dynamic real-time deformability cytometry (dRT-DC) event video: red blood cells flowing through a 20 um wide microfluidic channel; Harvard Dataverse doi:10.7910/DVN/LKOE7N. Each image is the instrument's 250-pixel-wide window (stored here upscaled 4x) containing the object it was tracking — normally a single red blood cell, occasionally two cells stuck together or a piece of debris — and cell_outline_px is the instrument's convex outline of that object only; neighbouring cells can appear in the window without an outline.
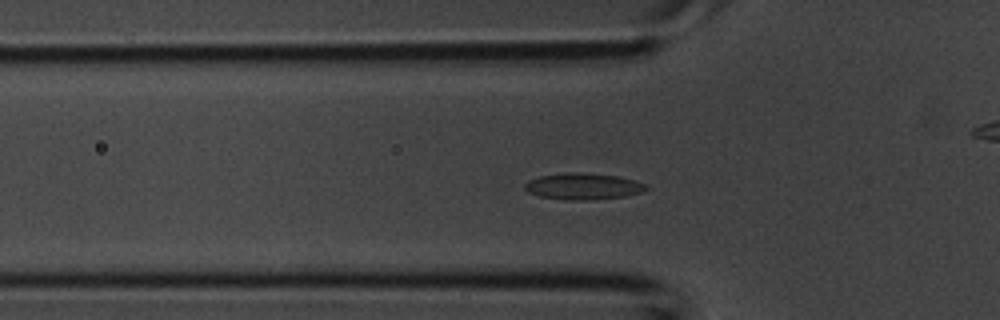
{"species": "common noctule bat (a hibernating species)", "species_latin": "Nyctalus noctula", "temperature_condition": "room temperature", "stored_images_in_passage": 29, "camera_frame_rate_fps": 3000, "um_per_image_px": 0.085, "animal": {"sex": "male", "body_mass_g": 20.1, "forearm_length_mm": 53.5}, "frame": {"image": 1, "passage_image": 7, "time_ms": 2.0, "image_size_px": [1000, 320], "cell_outline_px": [[648, 188], [644, 192], [624, 196], [588, 200], [564, 200], [540, 196], [528, 192], [524, 188], [524, 184], [528, 180], [540, 176], [572, 172], [580, 172], [616, 176], [636, 180], [648, 184]], "centroid_in_image_um": [49.59, 15.84], "position_along_channel_um": 76.2, "area_um2": 18.73}}
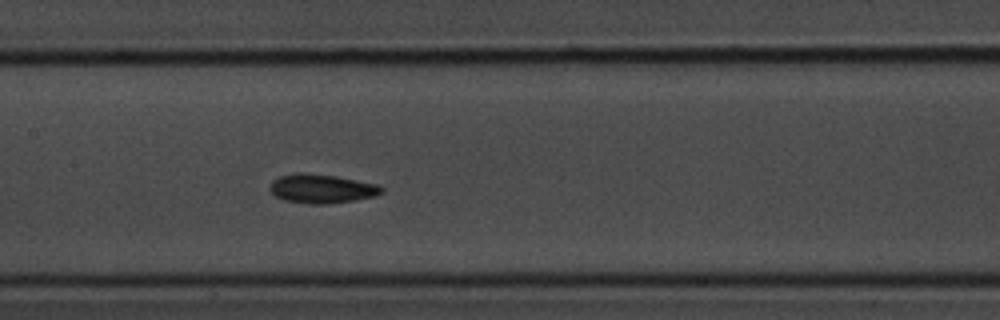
{"frame": {"image": 2, "passage_image": 13, "time_ms": 4.0, "image_size_px": [1000, 320], "cell_outline_px": [[384, 192], [376, 196], [352, 200], [324, 204], [308, 204], [284, 200], [276, 196], [268, 188], [272, 180], [280, 176], [296, 172], [300, 172], [336, 176], [376, 184], [384, 188]], "centroid_in_image_um": [27.32, 16.03], "position_along_channel_um": 180.1, "area_um2": 18.84}}
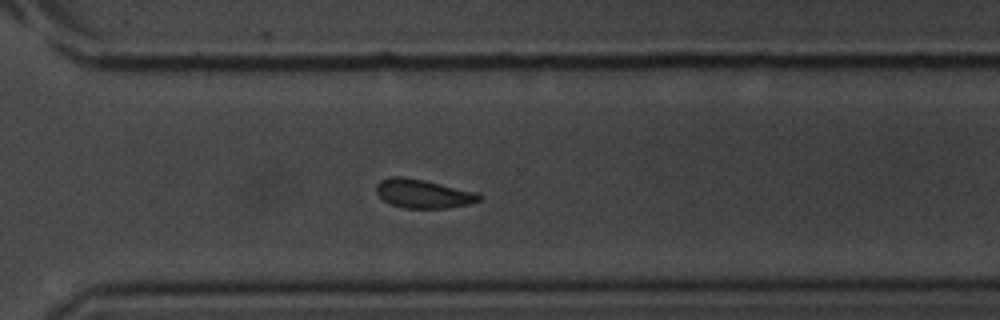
{"frame": {"image": 3, "passage_image": 22, "time_ms": 7.0, "image_size_px": [1000, 320], "cell_outline_px": [[484, 196], [480, 200], [468, 204], [448, 208], [404, 208], [392, 204], [384, 200], [376, 192], [376, 184], [380, 180], [392, 176], [404, 176], [424, 180], [480, 192]], "centroid_in_image_um": [36.02, 16.45], "position_along_channel_um": 334.6, "area_um2": 17.46}}